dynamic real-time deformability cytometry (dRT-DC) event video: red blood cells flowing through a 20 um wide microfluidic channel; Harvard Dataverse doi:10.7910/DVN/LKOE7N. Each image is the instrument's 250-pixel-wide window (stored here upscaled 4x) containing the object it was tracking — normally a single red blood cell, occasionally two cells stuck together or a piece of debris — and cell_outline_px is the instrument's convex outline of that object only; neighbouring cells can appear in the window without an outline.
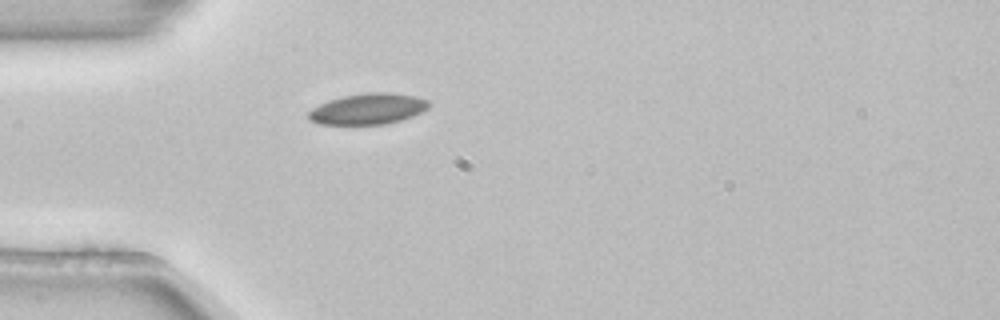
{"species": "common noctule bat (a hibernating species)", "species_latin": "Nyctalus noctula", "temperature_condition": "room temperature", "stored_images_in_passage": 1, "camera_frame_rate_fps": 3000, "um_per_image_px": 0.085, "animal": {"sex": "female", "body_mass_g": 22.7, "forearm_length_mm": 54.2}, "frame": {"image": 1, "passage_image": 1, "time_ms": 0.0, "image_size_px": [1000, 320], "cell_outline_px": [[432, 104], [428, 108], [412, 116], [400, 120], [384, 124], [320, 124], [312, 120], [308, 116], [308, 112], [312, 108], [328, 100], [344, 96], [368, 92], [388, 92], [416, 96], [428, 100]], "centroid_in_image_um": [31.3, 9.24], "position_along_channel_um": 53.7, "area_um2": 21.56}}